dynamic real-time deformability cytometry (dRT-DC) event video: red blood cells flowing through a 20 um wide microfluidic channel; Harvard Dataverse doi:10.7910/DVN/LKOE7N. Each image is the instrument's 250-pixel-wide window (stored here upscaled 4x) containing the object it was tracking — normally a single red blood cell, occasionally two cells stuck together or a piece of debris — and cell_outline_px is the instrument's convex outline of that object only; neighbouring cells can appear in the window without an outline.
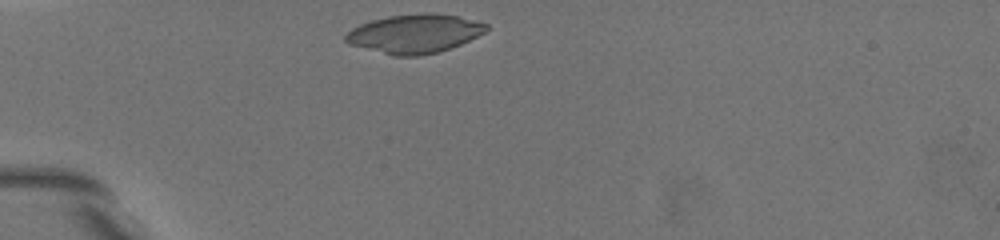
{"species": "common noctule bat (a hibernating species)", "species_latin": "Nyctalus noctula", "temperature_condition": "warm", "stored_images_in_passage": 8, "camera_frame_rate_fps": 3000, "um_per_image_px": 0.085, "animal": {"sex": "female", "body_mass_g": 19.5, "forearm_length_mm": 54.1}, "frame": {"image": 1, "passage_image": 1, "time_ms": 0.0, "image_size_px": [1000, 240], "cell_outline_px": [[488, 28], [484, 32], [460, 44], [436, 52], [416, 56], [396, 56], [352, 44], [344, 40], [344, 36], [352, 28], [360, 24], [372, 20], [388, 16], [432, 12], [456, 16], [488, 24]], "centroid_in_image_um": [35.23, 2.84], "position_along_channel_um": 49.8, "area_um2": 31.15}}